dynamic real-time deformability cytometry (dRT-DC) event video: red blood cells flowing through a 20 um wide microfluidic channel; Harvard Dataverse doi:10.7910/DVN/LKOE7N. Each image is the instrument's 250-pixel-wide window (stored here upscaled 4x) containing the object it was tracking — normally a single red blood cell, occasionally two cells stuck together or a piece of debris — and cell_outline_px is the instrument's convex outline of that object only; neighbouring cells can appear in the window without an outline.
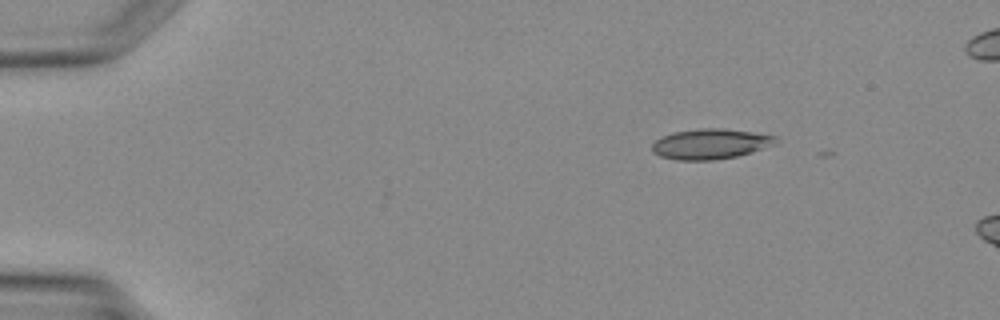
{"species": "Egyptian fruit bat (a non-hibernating species)", "species_latin": "Rousettus aegyptiacus", "temperature_condition": "warm", "stored_images_in_passage": 6, "camera_frame_rate_fps": 3000, "um_per_image_px": 0.085, "animal": {"sex": "female"}, "frame": {"image": 1, "passage_image": 1, "time_ms": 0.0, "image_size_px": [1000, 320], "cell_outline_px": [[776, 144], [752, 152], [736, 156], [712, 160], [676, 160], [660, 156], [652, 152], [652, 144], [656, 140], [672, 132], [700, 128], [724, 128], [752, 132], [776, 136]], "centroid_in_image_um": [60.37, 12.23], "position_along_channel_um": 24.6, "area_um2": 21.79}}